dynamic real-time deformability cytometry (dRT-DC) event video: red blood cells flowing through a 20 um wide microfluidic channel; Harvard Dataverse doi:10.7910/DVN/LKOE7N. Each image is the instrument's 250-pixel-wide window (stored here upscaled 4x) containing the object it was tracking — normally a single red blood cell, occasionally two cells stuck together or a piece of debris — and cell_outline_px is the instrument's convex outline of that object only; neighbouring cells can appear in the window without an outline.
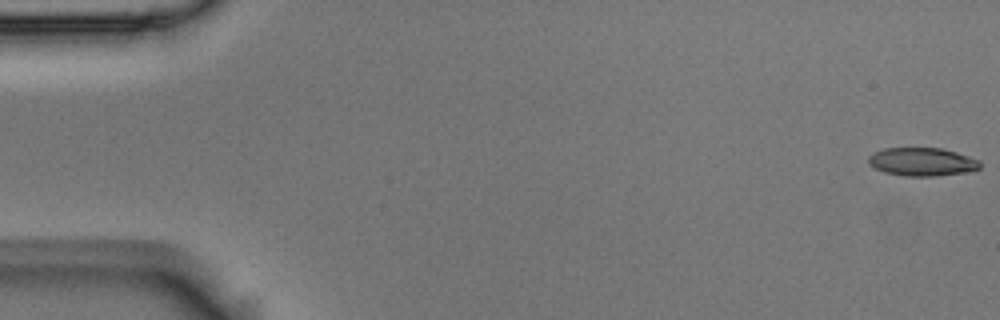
{"species": "Egyptian fruit bat (a non-hibernating species)", "species_latin": "Rousettus aegyptiacus", "temperature_condition": "room temperature", "stored_images_in_passage": 11, "camera_frame_rate_fps": 3000, "um_per_image_px": 0.085, "animal": {"sex": "male"}, "frame": {"image": 1, "passage_image": 1, "time_ms": 0.0, "image_size_px": [1000, 320], "cell_outline_px": [[980, 168], [964, 172], [936, 176], [904, 176], [884, 172], [868, 164], [868, 156], [872, 152], [884, 148], [940, 148], [956, 152], [980, 160]], "centroid_in_image_um": [78.34, 13.75], "position_along_channel_um": 6.7, "area_um2": 18.38}}